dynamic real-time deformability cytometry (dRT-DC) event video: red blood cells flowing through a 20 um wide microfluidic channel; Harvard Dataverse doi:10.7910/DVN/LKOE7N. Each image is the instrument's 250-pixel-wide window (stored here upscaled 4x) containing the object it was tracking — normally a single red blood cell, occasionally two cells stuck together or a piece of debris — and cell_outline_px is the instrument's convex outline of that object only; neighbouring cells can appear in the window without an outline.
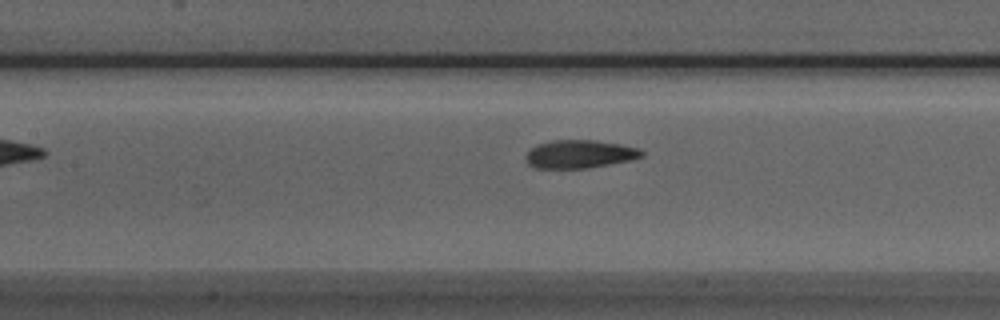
{"species": "Egyptian fruit bat (a non-hibernating species)", "species_latin": "Rousettus aegyptiacus", "temperature_condition": "room temperature", "stored_images_in_passage": 31, "camera_frame_rate_fps": 3000, "um_per_image_px": 0.085, "animal": {"sex": "male"}, "frame": {"image": 1, "passage_image": 8, "time_ms": 2.333, "image_size_px": [1000, 320], "cell_outline_px": [[644, 156], [632, 160], [588, 168], [536, 168], [528, 164], [524, 156], [536, 144], [552, 140], [596, 140], [620, 144], [640, 148], [644, 152]], "centroid_in_image_um": [49.29, 13.09], "position_along_channel_um": 158.1, "area_um2": 19.19}}
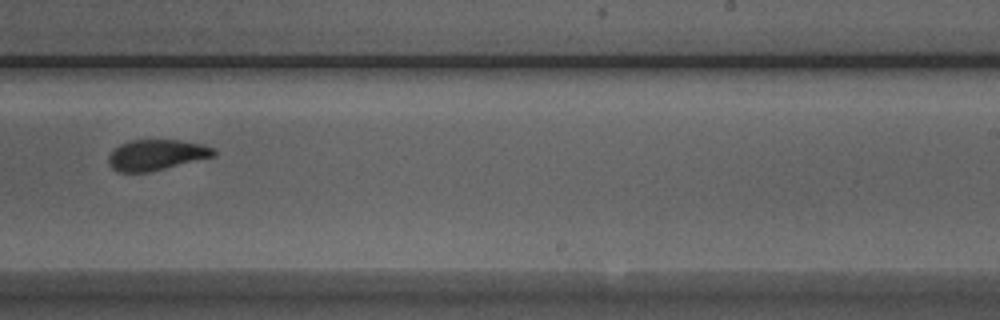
{"frame": {"image": 2, "passage_image": 17, "time_ms": 5.333, "image_size_px": [1000, 320], "cell_outline_px": [[216, 156], [148, 172], [116, 172], [108, 164], [108, 156], [120, 144], [128, 140], [180, 140], [200, 144], [212, 148], [216, 152]], "centroid_in_image_um": [13.26, 13.17], "position_along_channel_um": 275.7, "area_um2": 18.73}}
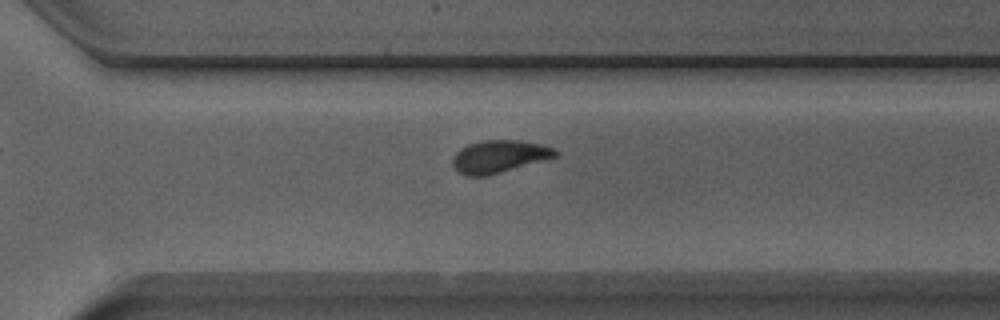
{"frame": {"image": 3, "passage_image": 21, "time_ms": 6.667, "image_size_px": [1000, 320], "cell_outline_px": [[560, 152], [556, 156], [488, 176], [464, 176], [456, 172], [452, 164], [452, 160], [456, 152], [460, 148], [468, 144], [480, 140], [520, 140], [544, 144], [556, 148]], "centroid_in_image_um": [42.41, 13.29], "position_along_channel_um": 328.2, "area_um2": 19.77}, "authors_computed_cell_mechanics": {"area_um2": 19.2474, "velocity_mm_per_s": 3.9334, "shape_relaxation_time_tau1_ms": 4.6188, "shape_relaxation_time_tau2_ms": 1.6455, "deformation_change_tau1": 0.166, "deformation_change_tau2": 0.074}}